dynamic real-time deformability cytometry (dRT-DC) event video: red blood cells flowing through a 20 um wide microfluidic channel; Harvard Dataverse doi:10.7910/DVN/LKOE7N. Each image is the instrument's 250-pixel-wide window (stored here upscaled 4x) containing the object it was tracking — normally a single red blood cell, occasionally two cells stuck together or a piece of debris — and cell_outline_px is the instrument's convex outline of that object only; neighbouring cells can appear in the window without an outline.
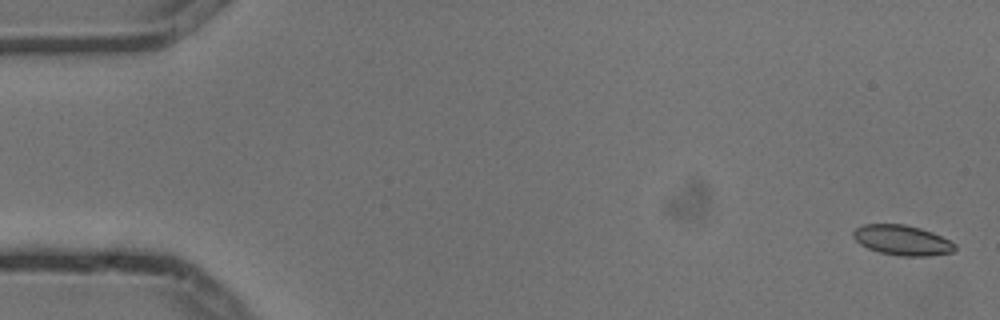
{"species": "common noctule bat (a hibernating species)", "species_latin": "Nyctalus noctula", "temperature_condition": "cold", "stored_images_in_passage": 6, "camera_frame_rate_fps": 3000, "um_per_image_px": 0.085, "animal": {"sex": "male", "body_mass_g": 13.3}, "frame": {"image": 1, "passage_image": 1, "time_ms": 0.0, "image_size_px": [1000, 320], "cell_outline_px": [[956, 248], [952, 252], [928, 256], [900, 256], [880, 252], [868, 248], [860, 244], [852, 236], [852, 232], [856, 228], [864, 224], [904, 224], [920, 228], [932, 232], [956, 244]], "centroid_in_image_um": [76.67, 20.41], "position_along_channel_um": 8.3, "area_um2": 17.74}}
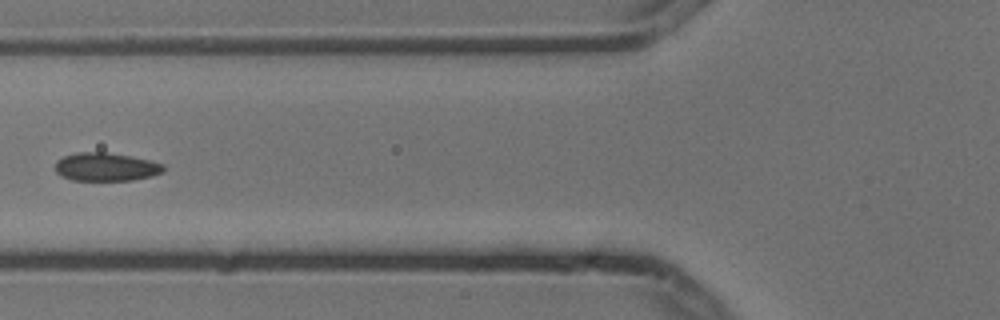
{"frame": {"image": 2, "passage_image": 6, "time_ms": 1.667, "image_size_px": [1000, 320], "cell_outline_px": [[164, 172], [152, 176], [132, 180], [72, 180], [60, 176], [56, 172], [56, 160], [64, 156], [76, 152], [104, 152], [132, 156], [164, 164]], "centroid_in_image_um": [9.0, 14.18], "position_along_channel_um": 116.8, "area_um2": 17.92}}